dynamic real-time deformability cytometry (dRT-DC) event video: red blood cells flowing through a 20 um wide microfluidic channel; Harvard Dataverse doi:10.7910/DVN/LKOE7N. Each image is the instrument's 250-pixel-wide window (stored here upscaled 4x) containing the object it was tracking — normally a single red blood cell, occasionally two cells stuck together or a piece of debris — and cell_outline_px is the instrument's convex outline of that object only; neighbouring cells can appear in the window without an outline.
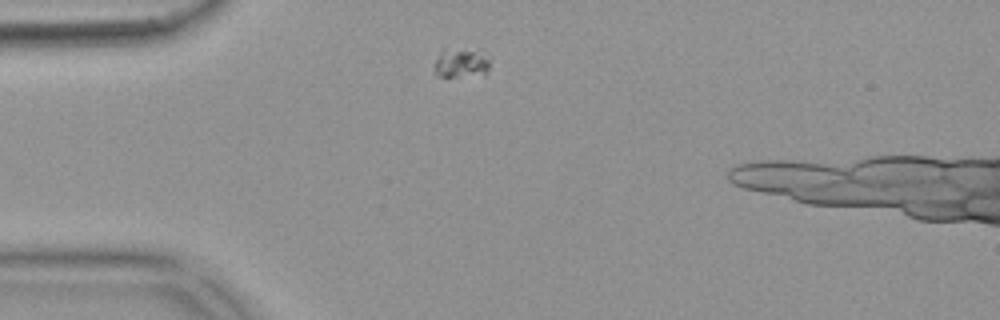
{"species": "common noctule bat (a hibernating species)", "species_latin": "Nyctalus noctula", "temperature_condition": "warm", "stored_images_in_passage": 40, "camera_frame_rate_fps": 3000, "um_per_image_px": 0.085, "animal": {"sex": "female", "body_mass_g": 18.4}, "frame": {"image": 1, "passage_image": 4, "time_ms": 1.0, "image_size_px": [1000, 320], "cell_outline_px": [[488, 72], [484, 76], [436, 76], [436, 60], [440, 52], [444, 48], [484, 48], [488, 60]], "centroid_in_image_um": [39.28, 5.3], "position_along_channel_um": 45.7, "area_um2": 10.0}}
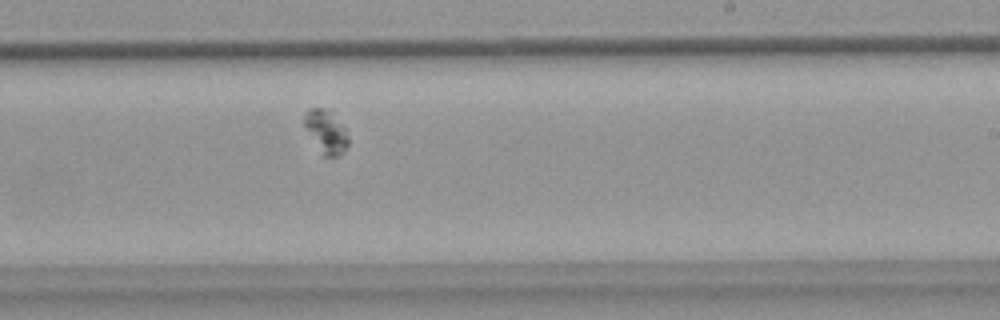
{"frame": {"image": 2, "passage_image": 24, "time_ms": 7.667, "image_size_px": [1000, 320], "cell_outline_px": [[348, 144], [336, 156], [324, 156], [304, 124], [304, 112], [308, 108], [324, 108], [344, 128], [348, 136]], "centroid_in_image_um": [27.68, 11.16], "position_along_channel_um": 261.3, "area_um2": 10.23}}
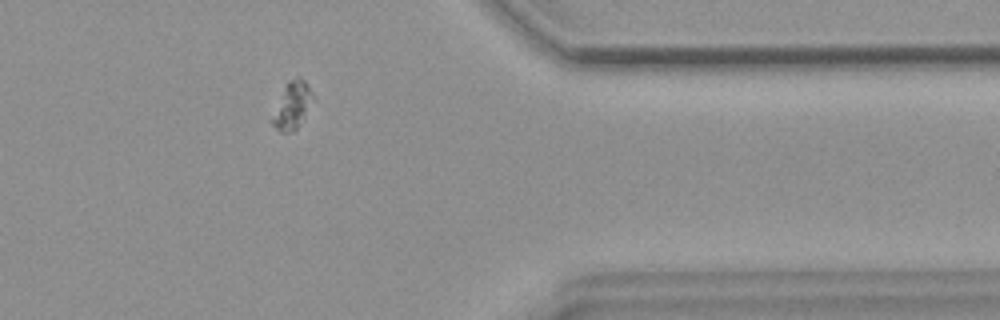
{"frame": {"image": 3, "passage_image": 36, "time_ms": 11.667, "image_size_px": [1000, 320], "cell_outline_px": [[316, 100], [296, 128], [292, 132], [280, 132], [272, 124], [272, 120], [284, 92], [288, 84], [296, 76], [304, 80], [308, 84]], "centroid_in_image_um": [24.94, 8.98], "position_along_channel_um": 386.5, "area_um2": 10.52}}